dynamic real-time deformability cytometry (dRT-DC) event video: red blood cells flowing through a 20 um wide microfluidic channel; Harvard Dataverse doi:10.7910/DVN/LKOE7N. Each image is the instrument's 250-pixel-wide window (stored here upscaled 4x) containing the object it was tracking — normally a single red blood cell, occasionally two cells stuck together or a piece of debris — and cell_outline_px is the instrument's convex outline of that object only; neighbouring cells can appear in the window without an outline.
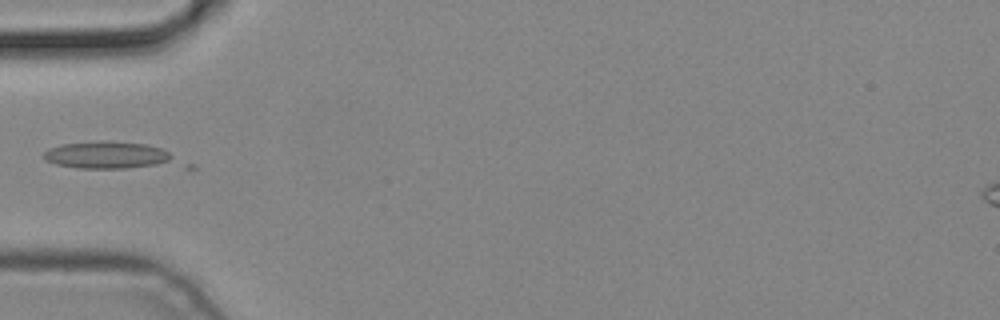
{"species": "common noctule bat (a hibernating species)", "species_latin": "Nyctalus noctula", "temperature_condition": "cold", "stored_images_in_passage": 6, "camera_frame_rate_fps": 3000, "um_per_image_px": 0.085, "animal": {"sex": "male", "body_mass_g": 19.2, "forearm_length_mm": 51.8}, "frame": {"image": 1, "passage_image": 5, "time_ms": 1.333, "image_size_px": [1000, 320], "cell_outline_px": [[196, 168], [76, 168], [56, 164], [44, 160], [44, 152], [48, 148], [60, 144], [100, 140], [148, 144], [160, 148], [196, 164]], "centroid_in_image_um": [9.67, 13.25], "position_along_channel_um": 75.3, "area_um2": 23.18}}
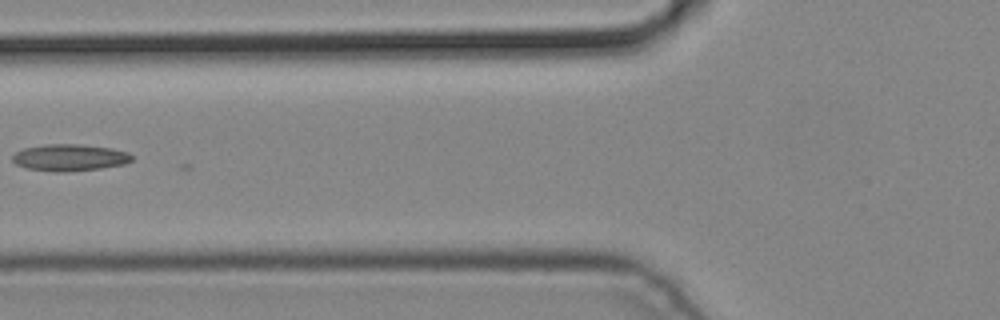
{"frame": {"image": 2, "passage_image": 6, "time_ms": 1.667, "image_size_px": [1000, 320], "cell_outline_px": [[132, 160], [124, 164], [100, 168], [64, 172], [56, 172], [28, 168], [16, 164], [12, 160], [12, 156], [16, 152], [24, 148], [44, 144], [80, 144], [112, 148], [128, 152], [132, 156]], "centroid_in_image_um": [5.92, 13.38], "position_along_channel_um": 119.9, "area_um2": 18.55}}